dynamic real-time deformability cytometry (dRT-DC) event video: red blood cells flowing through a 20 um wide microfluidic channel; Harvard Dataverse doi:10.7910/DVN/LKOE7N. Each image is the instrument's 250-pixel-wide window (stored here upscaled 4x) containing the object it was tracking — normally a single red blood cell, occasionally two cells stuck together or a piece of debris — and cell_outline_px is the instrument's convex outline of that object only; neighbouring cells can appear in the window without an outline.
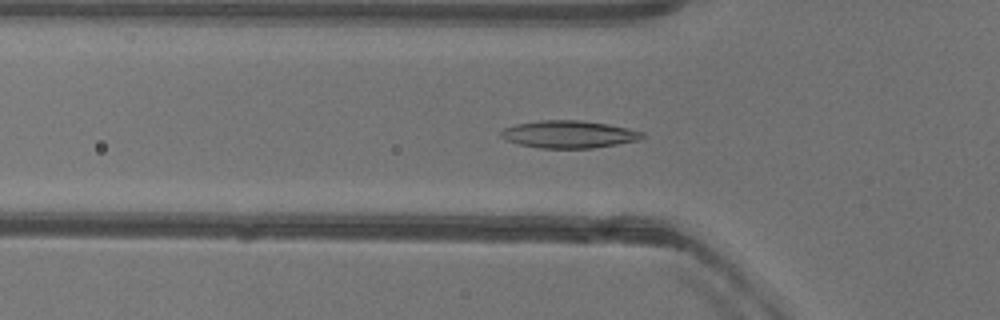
{"species": "common noctule bat (a hibernating species)", "species_latin": "Nyctalus noctula", "temperature_condition": "warm", "stored_images_in_passage": 52, "camera_frame_rate_fps": 3000, "um_per_image_px": 0.085, "animal": {"sex": "female"}, "frame": {"image": 1, "passage_image": 17, "time_ms": 5.333, "image_size_px": [1000, 320], "cell_outline_px": [[644, 136], [640, 140], [592, 148], [540, 148], [520, 144], [504, 140], [500, 136], [500, 132], [504, 128], [516, 124], [540, 120], [580, 120], [608, 124], [628, 128], [644, 132]], "centroid_in_image_um": [48.34, 11.41], "position_along_channel_um": 77.5, "area_um2": 22.6}}
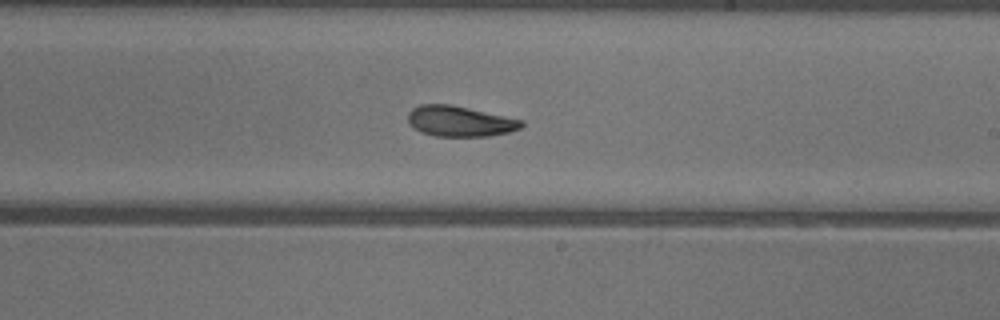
{"frame": {"image": 2, "passage_image": 30, "time_ms": 9.667, "image_size_px": [1000, 320], "cell_outline_px": [[524, 124], [520, 128], [508, 132], [488, 136], [436, 136], [420, 132], [412, 128], [408, 124], [408, 112], [412, 108], [420, 104], [448, 104], [468, 108], [524, 120]], "centroid_in_image_um": [39.04, 10.31], "position_along_channel_um": 250.0, "area_um2": 20.23}}
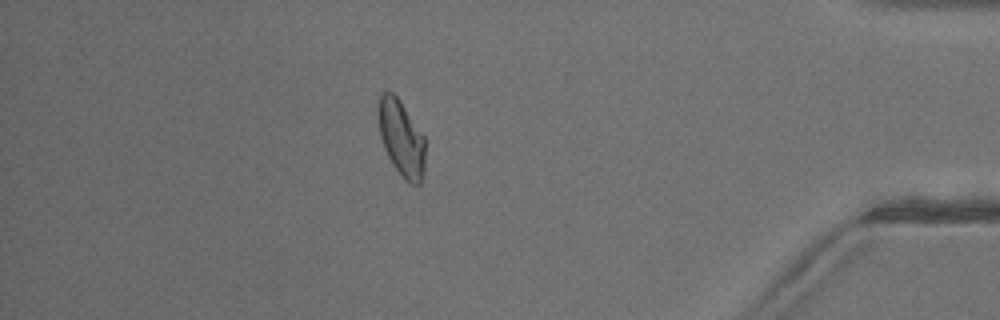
{"frame": {"image": 3, "passage_image": 45, "time_ms": 14.667, "image_size_px": [1000, 320], "cell_outline_px": [[424, 176], [420, 184], [412, 184], [404, 180], [392, 164], [384, 148], [380, 136], [376, 120], [376, 108], [380, 92], [392, 92], [400, 100], [424, 136]], "centroid_in_image_um": [34.07, 11.72], "position_along_channel_um": 401.1, "area_um2": 21.21}, "authors_computed_cell_mechanics": {"area_um2": 21.3282, "velocity_mm_per_s": 3.9675, "shape_relaxation_time_tau1_ms": 4.9769, "shape_relaxation_time_tau2_ms": 4.0443, "deformation_change_tau1": 0.1584, "deformation_change_tau2": 0.0956}}